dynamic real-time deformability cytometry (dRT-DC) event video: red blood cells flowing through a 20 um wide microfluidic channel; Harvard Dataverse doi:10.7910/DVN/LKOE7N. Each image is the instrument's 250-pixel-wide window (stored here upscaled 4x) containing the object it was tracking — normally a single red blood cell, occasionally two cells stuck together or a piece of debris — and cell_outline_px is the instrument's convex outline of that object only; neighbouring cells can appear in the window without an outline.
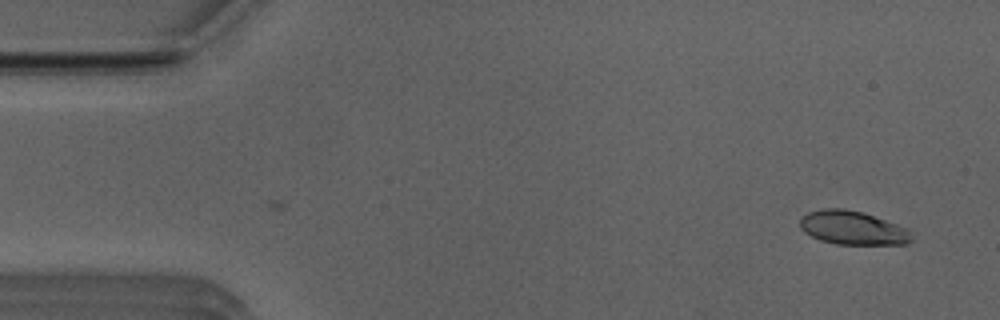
{"species": "Egyptian fruit bat (a non-hibernating species)", "species_latin": "Rousettus aegyptiacus", "temperature_condition": "room temperature", "stored_images_in_passage": 9, "camera_frame_rate_fps": 3000, "um_per_image_px": 0.085, "animal": {"sex": "male"}, "frame": {"image": 1, "passage_image": 1, "time_ms": 0.0, "image_size_px": [1000, 320], "cell_outline_px": [[912, 240], [904, 244], [836, 244], [820, 240], [804, 232], [800, 228], [800, 216], [808, 212], [824, 208], [844, 208], [864, 212], [908, 228]], "centroid_in_image_um": [72.45, 19.35], "position_along_channel_um": 12.6, "area_um2": 22.02}}